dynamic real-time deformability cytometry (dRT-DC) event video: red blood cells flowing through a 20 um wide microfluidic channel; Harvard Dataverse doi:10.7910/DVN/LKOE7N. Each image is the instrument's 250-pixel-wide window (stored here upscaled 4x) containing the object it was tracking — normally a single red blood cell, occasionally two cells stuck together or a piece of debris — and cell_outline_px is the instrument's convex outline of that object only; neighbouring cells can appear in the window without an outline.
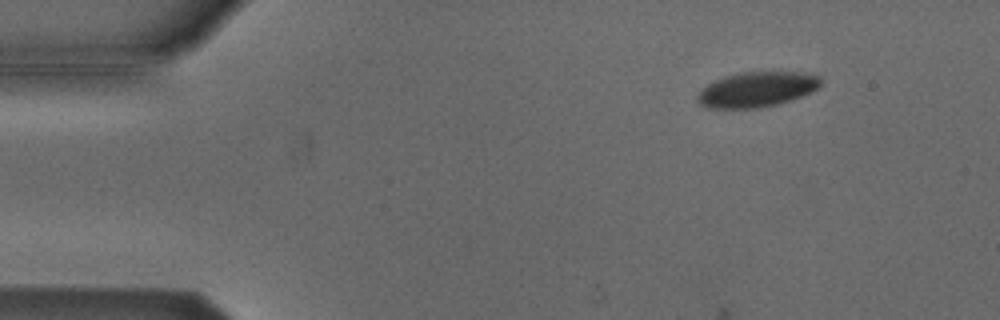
{"species": "Egyptian fruit bat (a non-hibernating species)", "species_latin": "Rousettus aegyptiacus", "temperature_condition": "cold", "stored_images_in_passage": 6, "camera_frame_rate_fps": 3000, "um_per_image_px": 0.085, "animal": {"sex": "male"}, "frame": {"image": 1, "passage_image": 2, "time_ms": 0.333, "image_size_px": [1000, 320], "cell_outline_px": [[820, 84], [812, 92], [776, 104], [756, 108], [708, 108], [700, 104], [696, 100], [696, 96], [700, 88], [724, 76], [740, 72], [804, 72], [820, 76]], "centroid_in_image_um": [64.28, 7.59], "position_along_channel_um": 20.7, "area_um2": 25.14}}